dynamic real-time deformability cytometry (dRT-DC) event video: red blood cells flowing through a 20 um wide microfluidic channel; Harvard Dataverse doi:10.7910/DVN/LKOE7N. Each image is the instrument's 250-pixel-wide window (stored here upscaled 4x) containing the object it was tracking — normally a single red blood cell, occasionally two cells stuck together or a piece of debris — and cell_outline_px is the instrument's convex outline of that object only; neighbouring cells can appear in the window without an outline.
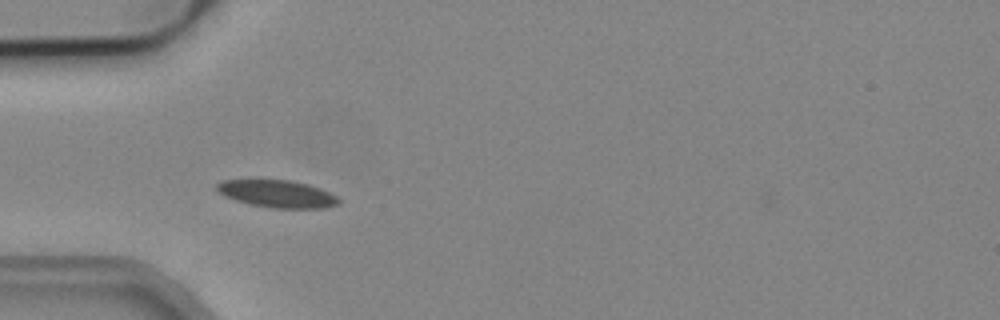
{"species": "common noctule bat (a hibernating species)", "species_latin": "Nyctalus noctula", "temperature_condition": "cold", "stored_images_in_passage": 7, "camera_frame_rate_fps": 3000, "um_per_image_px": 0.085, "animal": {"sex": "male", "body_mass_g": 19.2, "forearm_length_mm": 51.8}, "frame": {"image": 1, "passage_image": 3, "time_ms": 0.667, "image_size_px": [1000, 320], "cell_outline_px": [[340, 204], [328, 208], [272, 208], [248, 204], [224, 196], [216, 188], [216, 184], [220, 180], [256, 176], [292, 180], [308, 184], [320, 188], [336, 196], [340, 200]], "centroid_in_image_um": [23.49, 16.41], "position_along_channel_um": 61.5, "area_um2": 20.58}}
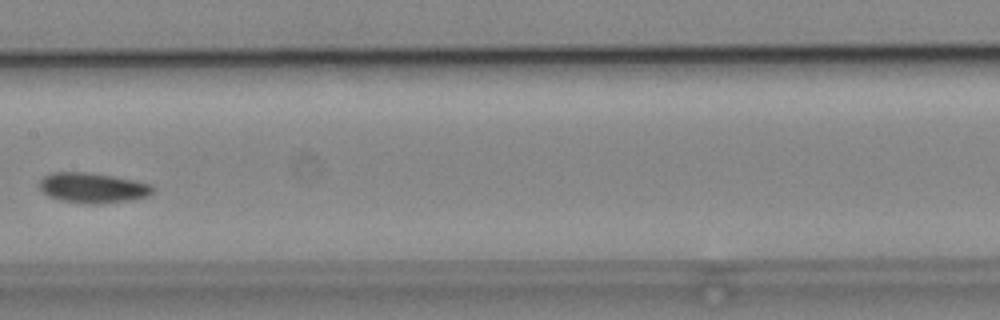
{"frame": {"image": 2, "passage_image": 6, "time_ms": 1.667, "image_size_px": [1000, 320], "cell_outline_px": [[156, 188], [148, 196], [132, 200], [100, 204], [84, 204], [60, 200], [48, 196], [40, 188], [40, 180], [44, 176], [52, 172], [88, 172], [112, 176], [152, 184]], "centroid_in_image_um": [7.9, 15.97], "position_along_channel_um": 199.5, "area_um2": 20.06}}
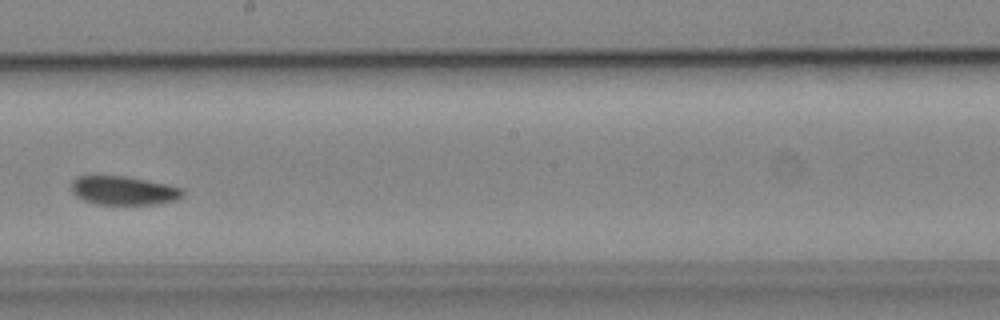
{"frame": {"image": 3, "passage_image": 7, "time_ms": 2.0, "image_size_px": [1000, 320], "cell_outline_px": [[184, 196], [176, 200], [156, 204], [96, 204], [84, 200], [76, 196], [72, 192], [72, 180], [76, 176], [128, 176], [164, 184], [180, 188], [184, 192]], "centroid_in_image_um": [10.49, 16.19], "position_along_channel_um": 237.7, "area_um2": 18.55}}